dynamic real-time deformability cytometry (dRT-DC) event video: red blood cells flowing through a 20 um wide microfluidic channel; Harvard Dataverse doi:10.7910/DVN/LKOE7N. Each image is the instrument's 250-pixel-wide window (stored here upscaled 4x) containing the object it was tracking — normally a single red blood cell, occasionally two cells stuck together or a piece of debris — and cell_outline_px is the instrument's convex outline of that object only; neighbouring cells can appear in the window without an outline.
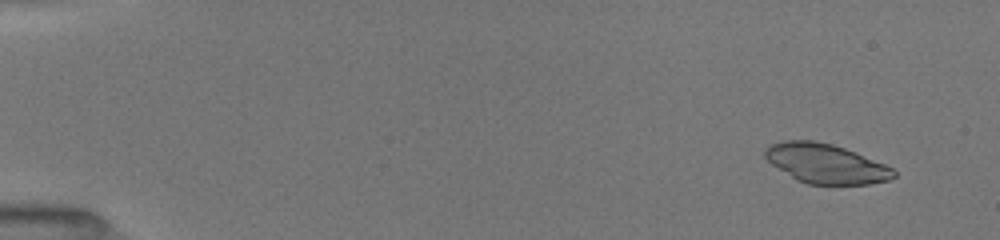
{"species": "common noctule bat (a hibernating species)", "species_latin": "Nyctalus noctula", "temperature_condition": "room temperature", "stored_images_in_passage": 16, "camera_frame_rate_fps": 3000, "um_per_image_px": 0.085, "animal": {"sex": "female", "body_mass_g": 19.5, "forearm_length_mm": 54.1}, "frame": {"image": 1, "passage_image": 2, "time_ms": 0.667, "image_size_px": [1000, 240], "cell_outline_px": [[896, 176], [888, 180], [868, 184], [808, 184], [796, 180], [772, 164], [764, 156], [764, 148], [768, 144], [784, 140], [812, 140], [832, 144], [856, 152], [884, 164], [892, 168], [896, 172]], "centroid_in_image_um": [70.16, 13.89], "position_along_channel_um": 14.8, "area_um2": 29.59}}
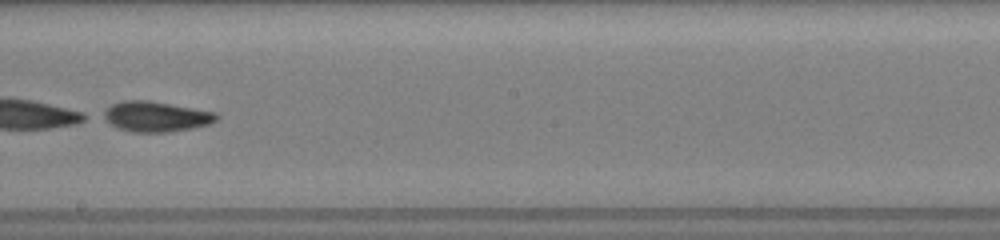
{"frame": {"image": 2, "passage_image": 14, "time_ms": 9.667, "image_size_px": [1000, 240], "cell_outline_px": [[220, 116], [216, 120], [208, 124], [192, 128], [168, 132], [132, 132], [116, 128], [100, 116], [100, 112], [112, 104], [124, 100], [148, 100], [216, 112]], "centroid_in_image_um": [13.2, 9.9], "position_along_channel_um": 235.0, "area_um2": 20.11}}